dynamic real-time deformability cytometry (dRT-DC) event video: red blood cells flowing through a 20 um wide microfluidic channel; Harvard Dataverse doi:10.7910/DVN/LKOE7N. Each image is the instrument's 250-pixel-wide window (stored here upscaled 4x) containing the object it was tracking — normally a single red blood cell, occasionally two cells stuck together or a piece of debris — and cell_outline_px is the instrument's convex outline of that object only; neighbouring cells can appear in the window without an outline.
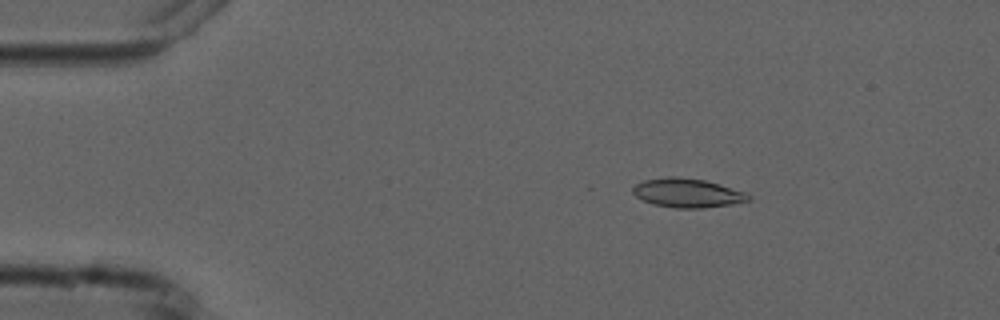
{"species": "common noctule bat (a hibernating species)", "species_latin": "Nyctalus noctula", "temperature_condition": "cold", "stored_images_in_passage": 5, "camera_frame_rate_fps": 3000, "um_per_image_px": 0.085, "animal": {"sex": "male", "forearm_length_mm": 52.5}, "frame": {"image": 1, "passage_image": 3, "time_ms": 2.333, "image_size_px": [1000, 320], "cell_outline_px": [[752, 200], [732, 204], [704, 208], [676, 208], [652, 204], [636, 196], [632, 192], [632, 188], [636, 184], [644, 180], [668, 176], [676, 176], [704, 180], [748, 192], [752, 196]], "centroid_in_image_um": [58.47, 16.4], "position_along_channel_um": 26.5, "area_um2": 19.71}}